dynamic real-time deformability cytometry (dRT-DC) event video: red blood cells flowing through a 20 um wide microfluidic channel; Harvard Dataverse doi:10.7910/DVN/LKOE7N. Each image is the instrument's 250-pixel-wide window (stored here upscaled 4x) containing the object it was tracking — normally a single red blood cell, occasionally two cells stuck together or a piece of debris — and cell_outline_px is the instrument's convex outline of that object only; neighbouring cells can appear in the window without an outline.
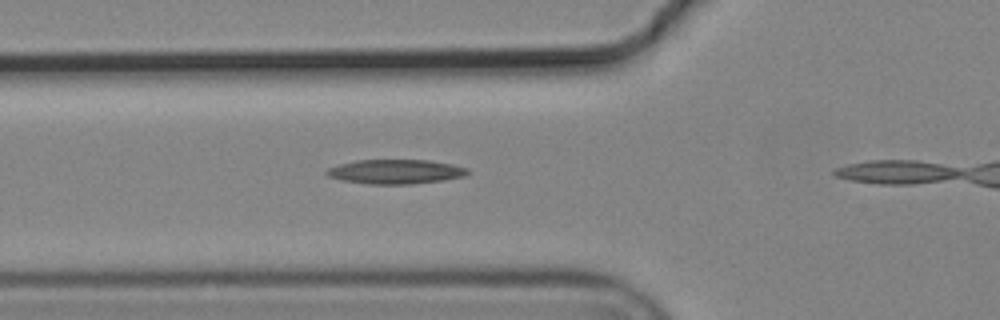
{"species": "common noctule bat (a hibernating species)", "species_latin": "Nyctalus noctula", "temperature_condition": "cold", "stored_images_in_passage": 3, "camera_frame_rate_fps": 3000, "um_per_image_px": 0.085, "animal": {"sex": "male", "body_mass_g": 19.2, "forearm_length_mm": 51.8}, "frame": {"image": 1, "passage_image": 2, "time_ms": 0.333, "image_size_px": [1000, 320], "cell_outline_px": [[468, 172], [464, 176], [444, 180], [412, 184], [368, 184], [340, 180], [328, 176], [324, 172], [328, 168], [340, 164], [356, 160], [428, 160], [452, 164], [468, 168]], "centroid_in_image_um": [33.6, 14.59], "position_along_channel_um": 92.2, "area_um2": 20.06}}